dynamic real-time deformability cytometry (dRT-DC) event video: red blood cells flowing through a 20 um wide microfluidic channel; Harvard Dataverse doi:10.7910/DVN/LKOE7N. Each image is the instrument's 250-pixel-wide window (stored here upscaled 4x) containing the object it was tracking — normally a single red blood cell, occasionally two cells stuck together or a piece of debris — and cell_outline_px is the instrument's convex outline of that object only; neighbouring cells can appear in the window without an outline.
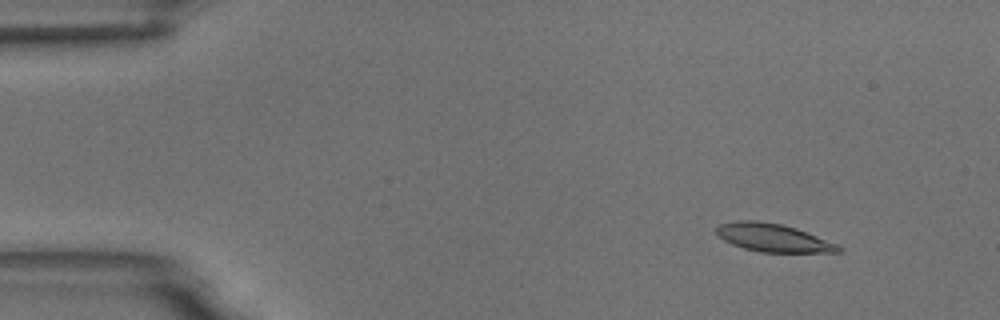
{"species": "common noctule bat (a hibernating species)", "species_latin": "Nyctalus noctula", "temperature_condition": "room temperature", "stored_images_in_passage": 5, "camera_frame_rate_fps": 3000, "um_per_image_px": 0.085, "animal": {"sex": "male", "body_mass_g": 18.8}, "frame": {"image": 1, "passage_image": 2, "time_ms": 1.0, "image_size_px": [1000, 320], "cell_outline_px": [[844, 252], [760, 252], [744, 248], [732, 244], [724, 240], [716, 232], [716, 228], [720, 224], [736, 220], [756, 220], [780, 224], [796, 228], [836, 244], [844, 248]], "centroid_in_image_um": [65.71, 20.21], "position_along_channel_um": 19.3, "area_um2": 19.77}}
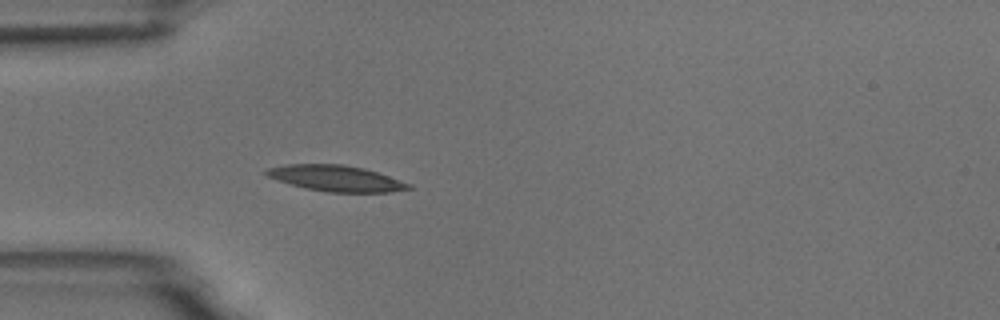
{"frame": {"image": 2, "passage_image": 5, "time_ms": 4.333, "image_size_px": [1000, 320], "cell_outline_px": [[412, 188], [392, 192], [328, 192], [304, 188], [268, 176], [264, 172], [268, 168], [288, 164], [344, 164], [364, 168], [412, 184]], "centroid_in_image_um": [28.6, 15.16], "position_along_channel_um": 56.4, "area_um2": 21.27}}